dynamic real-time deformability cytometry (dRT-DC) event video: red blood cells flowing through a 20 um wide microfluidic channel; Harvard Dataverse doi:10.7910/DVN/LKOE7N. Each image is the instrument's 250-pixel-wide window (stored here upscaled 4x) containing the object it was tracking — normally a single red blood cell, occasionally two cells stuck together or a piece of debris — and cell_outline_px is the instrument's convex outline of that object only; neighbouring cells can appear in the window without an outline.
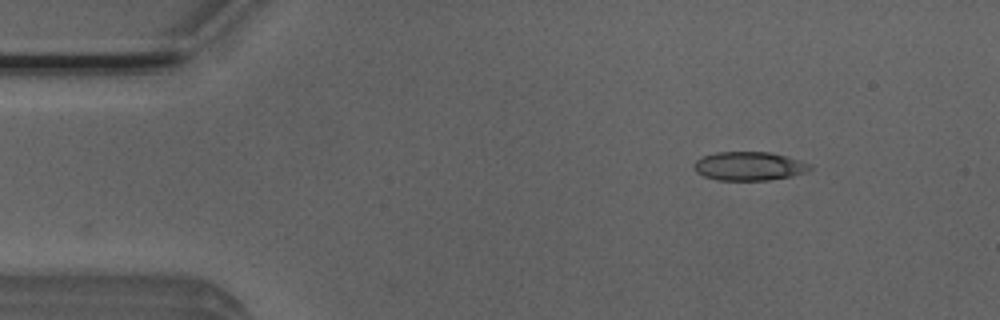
{"species": "Egyptian fruit bat (a non-hibernating species)", "species_latin": "Rousettus aegyptiacus", "temperature_condition": "room temperature", "stored_images_in_passage": 34, "camera_frame_rate_fps": 3000, "um_per_image_px": 0.085, "animal": {"sex": "male"}, "frame": {"image": 1, "passage_image": 1, "time_ms": 0.0, "image_size_px": [1000, 320], "cell_outline_px": [[812, 168], [804, 172], [792, 176], [768, 180], [716, 180], [704, 176], [696, 172], [692, 168], [692, 164], [696, 160], [704, 156], [716, 152], [772, 152], [788, 156], [800, 160], [808, 164]], "centroid_in_image_um": [63.63, 14.12], "position_along_channel_um": 21.4, "area_um2": 19.48}}
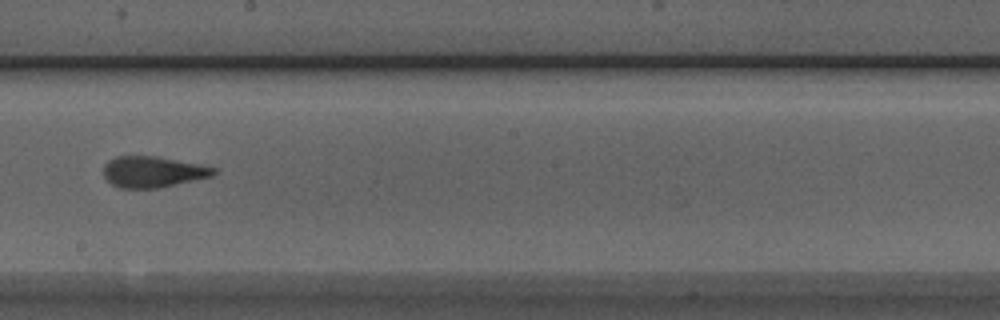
{"frame": {"image": 2, "passage_image": 23, "time_ms": 7.333, "image_size_px": [1000, 320], "cell_outline_px": [[216, 172], [212, 176], [160, 188], [120, 188], [112, 184], [104, 176], [104, 164], [108, 160], [116, 156], [156, 156], [200, 164], [216, 168]], "centroid_in_image_um": [12.99, 14.6], "position_along_channel_um": 235.2, "area_um2": 19.94}}
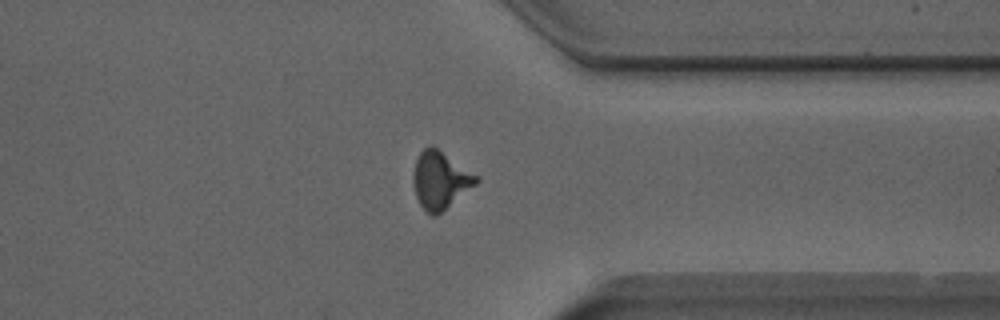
{"frame": {"image": 3, "passage_image": 34, "time_ms": 11.0, "image_size_px": [1000, 320], "cell_outline_px": [[480, 180], [476, 184], [436, 216], [432, 216], [424, 212], [416, 196], [412, 180], [412, 172], [416, 160], [420, 152], [428, 144], [432, 144], [480, 176]], "centroid_in_image_um": [37.41, 15.29], "position_along_channel_um": 374.0, "area_um2": 21.39}, "authors_computed_cell_mechanics": {"area_um2": 20.1722, "velocity_mm_per_s": 3.9358, "shape_relaxation_time_tau1_ms": 6.4493, "shape_relaxation_time_tau2_ms": 1.4577, "deformation_change_tau1": 0.1872, "deformation_change_tau2": 0.0997}}